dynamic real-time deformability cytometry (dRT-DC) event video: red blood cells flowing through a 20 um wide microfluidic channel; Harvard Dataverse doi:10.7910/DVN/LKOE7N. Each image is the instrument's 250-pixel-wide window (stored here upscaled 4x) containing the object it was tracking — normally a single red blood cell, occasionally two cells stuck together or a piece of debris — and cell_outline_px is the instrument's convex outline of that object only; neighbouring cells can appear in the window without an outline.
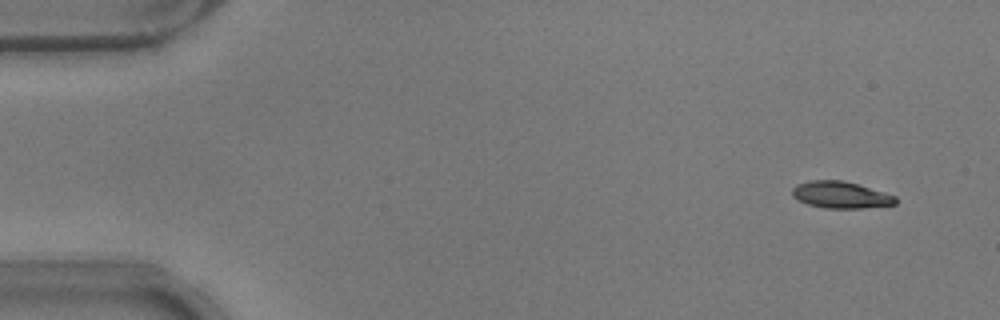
{"species": "common noctule bat (a hibernating species)", "species_latin": "Nyctalus noctula", "temperature_condition": "warm", "stored_images_in_passage": 50, "camera_frame_rate_fps": 3000, "um_per_image_px": 0.085, "animal": {"sex": "male", "body_mass_g": 17.9}, "frame": {"image": 1, "passage_image": 1, "time_ms": 0.0, "image_size_px": [1000, 320], "cell_outline_px": [[896, 204], [864, 208], [824, 208], [808, 204], [796, 200], [792, 196], [792, 188], [796, 184], [808, 180], [844, 180], [896, 196]], "centroid_in_image_um": [71.41, 16.56], "position_along_channel_um": 13.6, "area_um2": 16.18}}
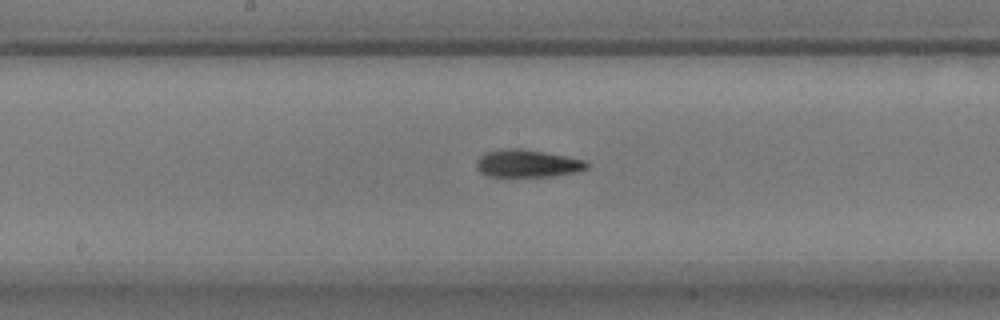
{"frame": {"image": 2, "passage_image": 25, "time_ms": 8.0, "image_size_px": [1000, 320], "cell_outline_px": [[588, 168], [576, 172], [552, 176], [492, 176], [480, 172], [476, 168], [476, 160], [484, 152], [500, 148], [520, 148], [544, 152], [584, 160], [588, 164]], "centroid_in_image_um": [44.78, 13.88], "position_along_channel_um": 203.4, "area_um2": 17.69}}
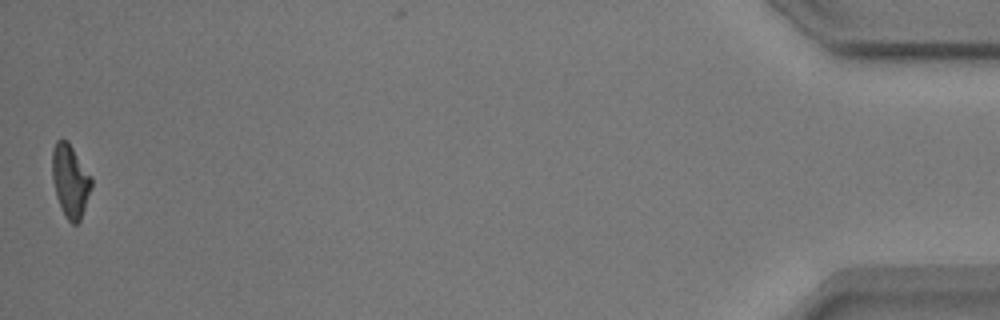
{"frame": {"image": 3, "passage_image": 50, "time_ms": 16.333, "image_size_px": [1000, 320], "cell_outline_px": [[92, 188], [80, 220], [76, 224], [72, 224], [68, 220], [56, 196], [52, 180], [52, 152], [56, 140], [68, 140], [92, 176]], "centroid_in_image_um": [5.98, 15.34], "position_along_channel_um": 429.2, "area_um2": 16.7}, "authors_computed_cell_mechanics": {"area_um2": 17.051, "velocity_mm_per_s": 3.8132, "shape_relaxation_time_tau1_ms": 2.9845, "shape_relaxation_time_tau2_ms": 3.2246, "deformation_change_tau1": 0.1785, "deformation_change_tau2": 0.1179}}